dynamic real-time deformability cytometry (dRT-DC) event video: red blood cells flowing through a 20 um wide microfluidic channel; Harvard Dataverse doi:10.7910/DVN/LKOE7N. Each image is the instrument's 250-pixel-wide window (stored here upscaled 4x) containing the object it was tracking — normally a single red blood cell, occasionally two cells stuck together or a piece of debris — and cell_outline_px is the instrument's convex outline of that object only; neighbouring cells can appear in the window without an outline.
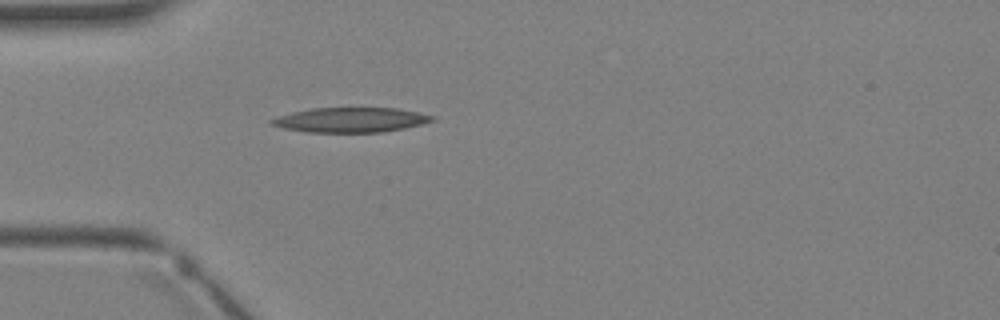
{"species": "Egyptian fruit bat (a non-hibernating species)", "species_latin": "Rousettus aegyptiacus", "temperature_condition": "warm", "stored_images_in_passage": 1, "camera_frame_rate_fps": 3000, "um_per_image_px": 0.085, "animal": {"sex": "female"}, "frame": {"image": 1, "passage_image": 1, "time_ms": 0.0, "image_size_px": [1000, 320], "cell_outline_px": [[436, 120], [404, 128], [384, 132], [308, 132], [284, 128], [272, 124], [268, 120], [292, 112], [312, 108], [396, 108], [436, 116]], "centroid_in_image_um": [29.83, 10.19], "position_along_channel_um": 55.2, "area_um2": 23.0}}